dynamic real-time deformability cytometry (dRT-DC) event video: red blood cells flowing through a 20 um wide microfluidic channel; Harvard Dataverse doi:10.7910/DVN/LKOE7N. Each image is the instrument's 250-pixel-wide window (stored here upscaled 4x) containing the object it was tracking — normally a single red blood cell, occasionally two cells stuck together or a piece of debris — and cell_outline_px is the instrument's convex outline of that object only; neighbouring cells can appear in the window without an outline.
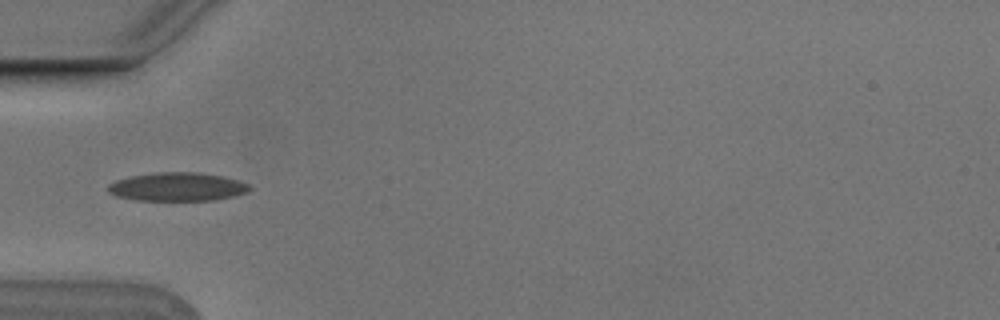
{"species": "Egyptian fruit bat (a non-hibernating species)", "species_latin": "Rousettus aegyptiacus", "temperature_condition": "cold", "stored_images_in_passage": 5, "camera_frame_rate_fps": 3000, "um_per_image_px": 0.085, "animal": {"sex": "male"}, "frame": {"image": 1, "passage_image": 5, "time_ms": 1.333, "image_size_px": [1000, 320], "cell_outline_px": [[252, 188], [248, 192], [216, 200], [136, 200], [116, 196], [108, 192], [108, 184], [116, 180], [132, 176], [156, 172], [196, 172], [224, 176], [248, 184]], "centroid_in_image_um": [15.07, 15.88], "position_along_channel_um": 69.9, "area_um2": 23.47}}